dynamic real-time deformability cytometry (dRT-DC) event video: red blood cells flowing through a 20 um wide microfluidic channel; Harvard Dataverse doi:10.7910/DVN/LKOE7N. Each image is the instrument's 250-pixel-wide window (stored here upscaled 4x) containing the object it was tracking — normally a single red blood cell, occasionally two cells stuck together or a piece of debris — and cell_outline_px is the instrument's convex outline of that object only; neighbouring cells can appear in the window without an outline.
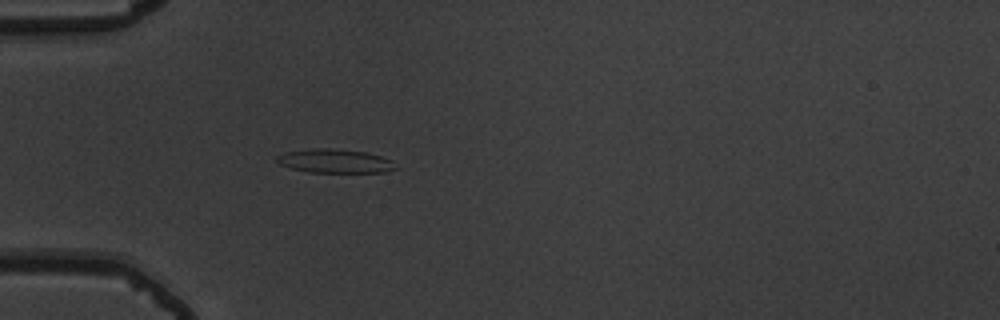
{"species": "common noctule bat (a hibernating species)", "species_latin": "Nyctalus noctula", "temperature_condition": "warm", "stored_images_in_passage": 38, "camera_frame_rate_fps": 3000, "um_per_image_px": 0.085, "animal": {"sex": "male", "body_mass_g": 19.5, "forearm_length_mm": 54.6}, "frame": {"image": 1, "passage_image": 1, "time_ms": 0.0, "image_size_px": [1000, 320], "cell_outline_px": [[400, 168], [384, 172], [308, 172], [292, 168], [280, 164], [276, 160], [276, 156], [284, 152], [308, 148], [332, 148], [364, 152], [380, 156], [392, 160]], "centroid_in_image_um": [28.47, 13.68], "position_along_channel_um": 56.5, "area_um2": 16.59}}
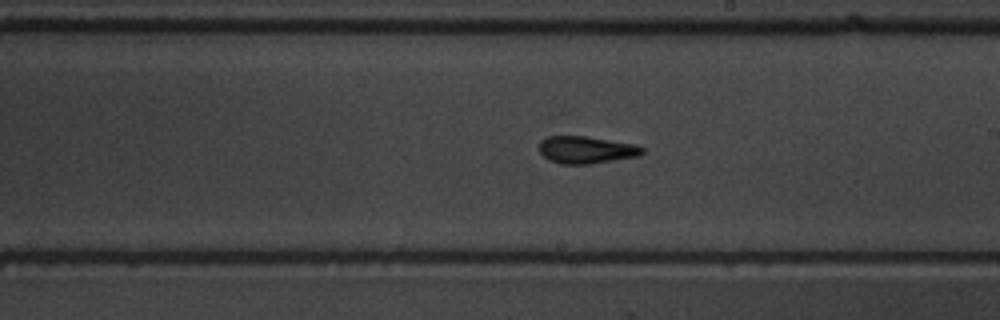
{"frame": {"image": 2, "passage_image": 16, "time_ms": 5.0, "image_size_px": [1000, 320], "cell_outline_px": [[644, 152], [640, 156], [592, 164], [560, 164], [548, 160], [540, 152], [540, 140], [548, 136], [584, 136], [636, 144], [644, 148]], "centroid_in_image_um": [49.85, 12.74], "position_along_channel_um": 239.2, "area_um2": 16.53}}
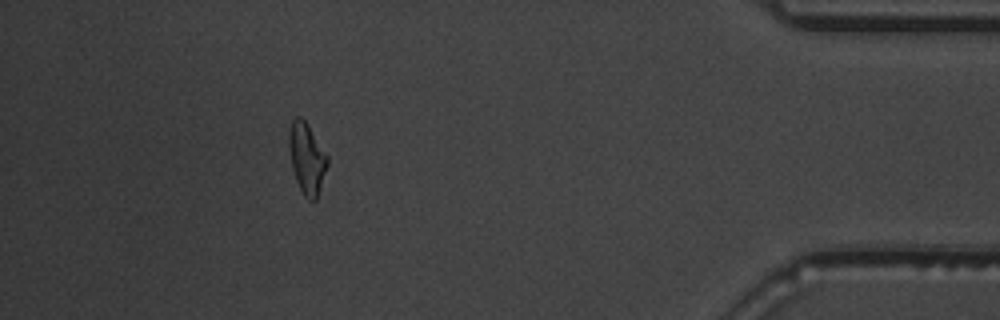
{"frame": {"image": 3, "passage_image": 33, "time_ms": 10.667, "image_size_px": [1000, 320], "cell_outline_px": [[328, 164], [316, 200], [308, 200], [304, 196], [296, 180], [292, 168], [288, 144], [288, 132], [292, 120], [296, 116], [300, 116], [308, 124], [328, 156]], "centroid_in_image_um": [26.07, 13.43], "position_along_channel_um": 409.1, "area_um2": 15.9}, "authors_computed_cell_mechanics": {"area_um2": 16.0684, "velocity_mm_per_s": 3.8272, "shape_relaxation_time_tau1_ms": 10.0129, "shape_relaxation_time_tau2_ms": 1.4498, "deformation_change_tau1": 0.2616, "deformation_change_tau2": 0.1037}}